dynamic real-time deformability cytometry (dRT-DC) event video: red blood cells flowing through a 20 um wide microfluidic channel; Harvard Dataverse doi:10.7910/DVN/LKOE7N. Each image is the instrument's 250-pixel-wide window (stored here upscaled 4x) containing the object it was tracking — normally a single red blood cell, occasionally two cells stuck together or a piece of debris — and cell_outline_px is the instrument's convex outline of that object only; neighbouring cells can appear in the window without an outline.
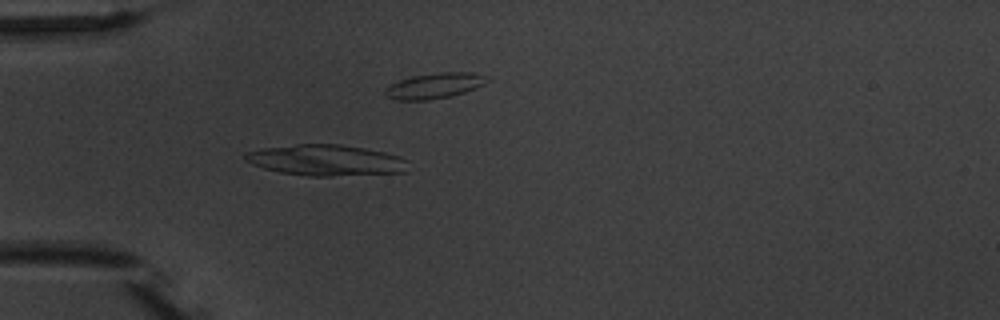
{"species": "common noctule bat (a hibernating species)", "species_latin": "Nyctalus noctula", "temperature_condition": "warm", "stored_images_in_passage": 3, "segment_of_instrument_passage": [1, 2], "camera_frame_rate_fps": 3000, "um_per_image_px": 0.085, "animal": {"sex": "male", "body_mass_g": 20.1, "forearm_length_mm": 53.5}, "frame": {"image": 1, "passage_image": 1, "time_ms": 0.0, "image_size_px": [1000, 320], "cell_outline_px": [[408, 172], [332, 176], [308, 176], [280, 172], [264, 168], [252, 164], [244, 160], [244, 156], [248, 152], [264, 148], [296, 144], [340, 144], [364, 148], [384, 152], [400, 156], [408, 160]], "centroid_in_image_um": [27.76, 13.62], "position_along_channel_um": 57.2, "area_um2": 29.42}}